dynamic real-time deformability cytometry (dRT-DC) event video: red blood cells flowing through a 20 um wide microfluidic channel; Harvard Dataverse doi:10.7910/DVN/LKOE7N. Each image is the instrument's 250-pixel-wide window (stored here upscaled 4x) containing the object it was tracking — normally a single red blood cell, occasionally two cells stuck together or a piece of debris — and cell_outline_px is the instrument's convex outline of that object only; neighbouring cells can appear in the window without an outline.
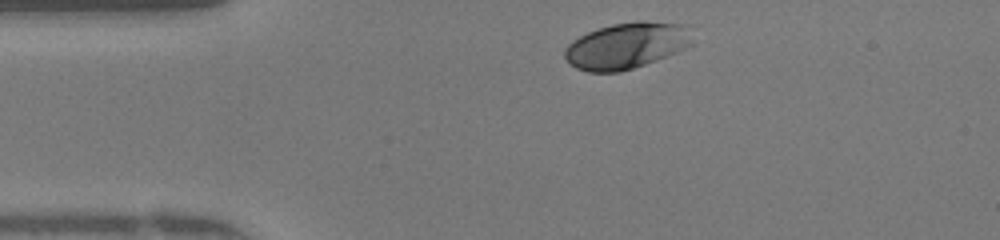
{"species": "human", "species_latin": "Homo sapiens", "temperature_condition": "warm", "stored_images_in_passage": 32, "camera_frame_rate_fps": 3000, "um_per_image_px": 0.085, "donor": {"sex": "female"}, "frame": {"image": 1, "passage_image": 2, "time_ms": 0.333, "image_size_px": [1000, 240], "cell_outline_px": [[692, 44], [676, 52], [656, 60], [620, 72], [588, 72], [576, 68], [564, 56], [564, 48], [572, 40], [588, 32], [612, 24], [636, 20], [644, 20], [680, 24]], "centroid_in_image_um": [53.16, 3.88], "position_along_channel_um": 31.8, "area_um2": 33.7}}
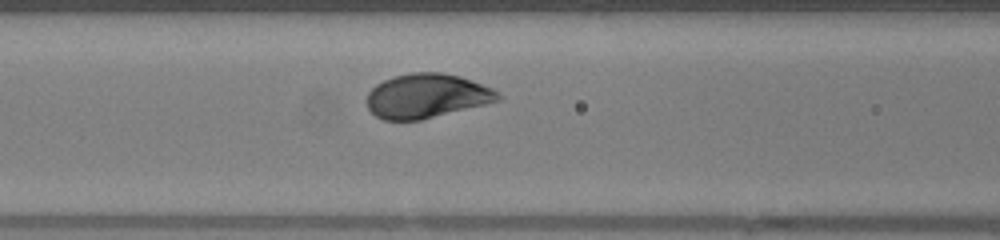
{"frame": {"image": 2, "passage_image": 12, "time_ms": 3.667, "image_size_px": [1000, 240], "cell_outline_px": [[504, 96], [500, 100], [420, 120], [384, 120], [376, 116], [368, 108], [368, 92], [376, 84], [392, 76], [412, 72], [444, 72], [460, 76], [492, 88], [500, 92]], "centroid_in_image_um": [36.28, 8.14], "position_along_channel_um": 130.3, "area_um2": 33.81}}
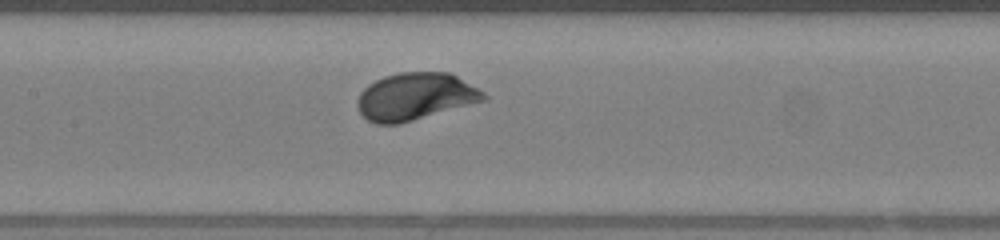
{"frame": {"image": 3, "passage_image": 15, "time_ms": 4.667, "image_size_px": [1000, 240], "cell_outline_px": [[488, 100], [400, 124], [376, 124], [368, 120], [360, 112], [356, 104], [356, 100], [360, 92], [368, 84], [384, 76], [400, 72], [448, 72], [456, 76], [484, 92], [488, 96]], "centroid_in_image_um": [35.3, 8.21], "position_along_channel_um": 172.1, "area_um2": 34.97}, "authors_computed_cell_mechanics": {"area_um2": 33.7263, "velocity_mm_per_s": 4.1925, "shape_relaxation_time_tau1_ms": 0.8799, "shape_relaxation_time_tau2_ms": null, "deformation_change_tau1": 0.0872, "deformation_change_tau2": null}}